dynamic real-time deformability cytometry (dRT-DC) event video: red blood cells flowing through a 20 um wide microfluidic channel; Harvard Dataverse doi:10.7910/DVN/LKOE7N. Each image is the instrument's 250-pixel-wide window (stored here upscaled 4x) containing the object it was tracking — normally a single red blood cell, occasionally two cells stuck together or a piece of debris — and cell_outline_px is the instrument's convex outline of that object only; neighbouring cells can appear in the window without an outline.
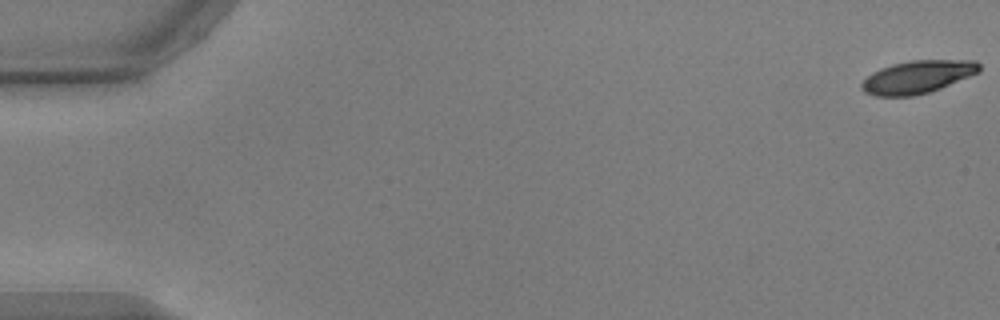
{"species": "common noctule bat (a hibernating species)", "species_latin": "Nyctalus noctula", "temperature_condition": "warm", "stored_images_in_passage": 10, "camera_frame_rate_fps": 3000, "um_per_image_px": 0.085, "animal": {"sex": "male", "body_mass_g": 17.9, "forearm_length_mm": 54.2}, "frame": {"image": 1, "passage_image": 1, "time_ms": 0.0, "image_size_px": [1000, 320], "cell_outline_px": [[980, 72], [940, 88], [928, 92], [912, 96], [876, 96], [864, 92], [860, 88], [860, 84], [872, 72], [880, 68], [892, 64], [912, 60], [976, 60], [980, 64]], "centroid_in_image_um": [77.98, 6.53], "position_along_channel_um": 7.0, "area_um2": 22.48}}